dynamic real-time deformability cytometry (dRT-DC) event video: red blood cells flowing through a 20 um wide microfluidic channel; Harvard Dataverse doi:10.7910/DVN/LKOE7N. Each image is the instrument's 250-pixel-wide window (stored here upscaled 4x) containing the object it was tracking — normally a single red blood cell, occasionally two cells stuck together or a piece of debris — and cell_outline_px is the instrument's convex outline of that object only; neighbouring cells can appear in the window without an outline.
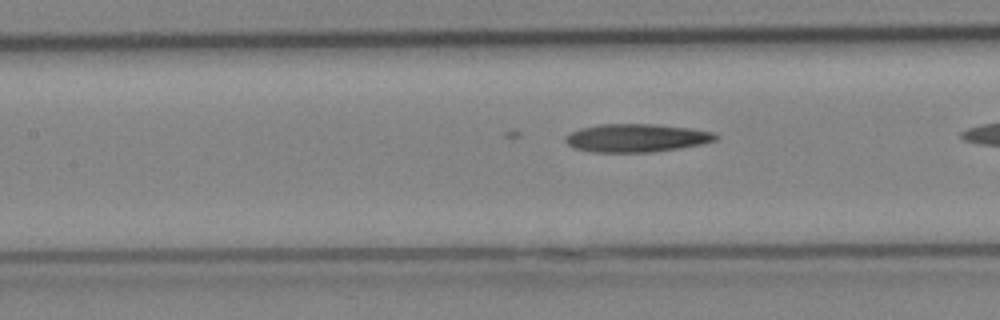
{"species": "Egyptian fruit bat (a non-hibernating species)", "species_latin": "Rousettus aegyptiacus", "temperature_condition": "cold", "stored_images_in_passage": 14, "camera_frame_rate_fps": 3000, "um_per_image_px": 0.085, "animal": {"sex": "female"}, "frame": {"image": 1, "passage_image": 8, "time_ms": 2.333, "image_size_px": [1000, 320], "cell_outline_px": [[720, 136], [716, 140], [700, 144], [680, 148], [652, 152], [592, 152], [572, 148], [564, 140], [572, 132], [584, 128], [600, 124], [656, 124], [688, 128], [712, 132]], "centroid_in_image_um": [54.11, 11.73], "position_along_channel_um": 153.3, "area_um2": 24.45}}